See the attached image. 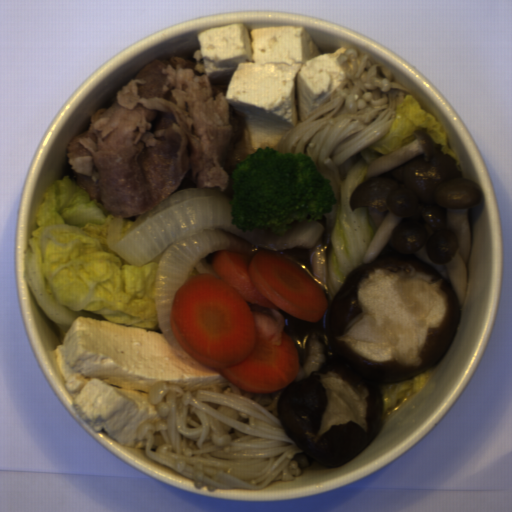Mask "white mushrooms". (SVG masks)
<instances>
[{"mask_svg":"<svg viewBox=\"0 0 512 512\" xmlns=\"http://www.w3.org/2000/svg\"><path fill=\"white\" fill-rule=\"evenodd\" d=\"M327 247L319 237L313 248L308 249L309 260L313 269L314 279L321 286L324 294L329 295L328 290V260L326 257Z\"/></svg>","mask_w":512,"mask_h":512,"instance_id":"2","label":"white mushrooms"},{"mask_svg":"<svg viewBox=\"0 0 512 512\" xmlns=\"http://www.w3.org/2000/svg\"><path fill=\"white\" fill-rule=\"evenodd\" d=\"M371 162L349 206L367 208L376 226L363 264L390 255H414L450 280L462 306L472 248L471 209L482 188L464 178L456 159L429 134Z\"/></svg>","mask_w":512,"mask_h":512,"instance_id":"1","label":"white mushrooms"}]
</instances>
